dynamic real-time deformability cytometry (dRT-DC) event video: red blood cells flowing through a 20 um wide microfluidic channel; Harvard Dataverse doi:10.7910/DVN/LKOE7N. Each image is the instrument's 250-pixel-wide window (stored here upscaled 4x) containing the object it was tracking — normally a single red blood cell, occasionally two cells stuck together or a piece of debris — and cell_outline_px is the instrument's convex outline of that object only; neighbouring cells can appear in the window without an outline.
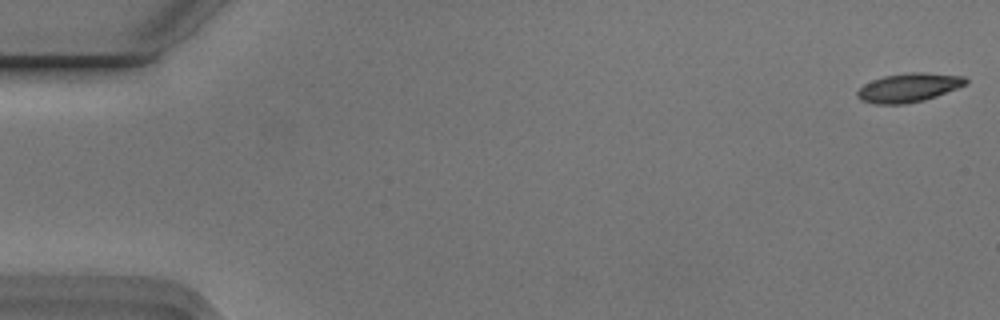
{"species": "Egyptian fruit bat (a non-hibernating species)", "species_latin": "Rousettus aegyptiacus", "temperature_condition": "cold", "stored_images_in_passage": 5, "camera_frame_rate_fps": 3000, "um_per_image_px": 0.085, "animal": {"sex": "male"}, "frame": {"image": 1, "passage_image": 1, "time_ms": 0.0, "image_size_px": [1000, 320], "cell_outline_px": [[968, 84], [936, 96], [924, 100], [904, 104], [872, 104], [860, 100], [856, 96], [856, 92], [864, 84], [872, 80], [884, 76], [908, 72], [924, 72], [964, 76], [968, 80]], "centroid_in_image_um": [77.23, 7.45], "position_along_channel_um": 7.8, "area_um2": 18.38}}